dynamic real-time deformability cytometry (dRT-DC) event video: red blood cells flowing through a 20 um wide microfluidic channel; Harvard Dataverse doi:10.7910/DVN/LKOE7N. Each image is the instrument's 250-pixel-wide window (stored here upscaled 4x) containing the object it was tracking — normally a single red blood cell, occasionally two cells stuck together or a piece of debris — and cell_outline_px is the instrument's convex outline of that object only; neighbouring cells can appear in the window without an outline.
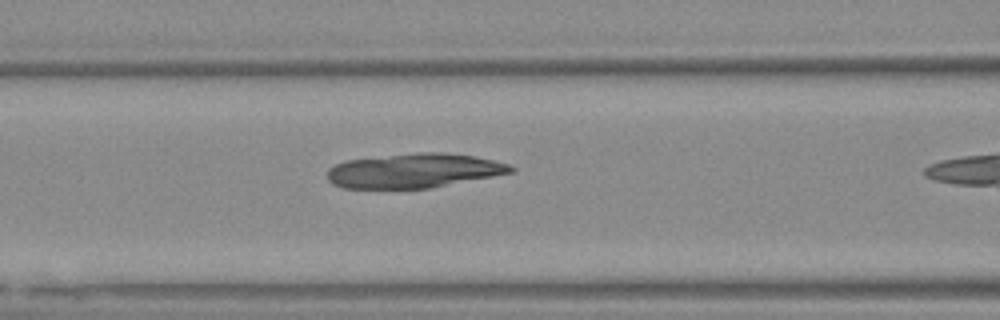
{"species": "Egyptian fruit bat (a non-hibernating species)", "species_latin": "Rousettus aegyptiacus", "temperature_condition": "warm", "stored_images_in_passage": 19, "camera_frame_rate_fps": 3000, "um_per_image_px": 0.085, "animal": {"sex": "female"}, "frame": {"image": 1, "passage_image": 14, "time_ms": 4.333, "image_size_px": [1000, 320], "cell_outline_px": [[516, 172], [428, 188], [344, 188], [332, 184], [328, 180], [328, 168], [344, 160], [416, 152], [444, 152], [472, 156], [492, 160], [508, 164], [516, 168]], "centroid_in_image_um": [35.18, 14.5], "position_along_channel_um": 131.4, "area_um2": 36.76}}